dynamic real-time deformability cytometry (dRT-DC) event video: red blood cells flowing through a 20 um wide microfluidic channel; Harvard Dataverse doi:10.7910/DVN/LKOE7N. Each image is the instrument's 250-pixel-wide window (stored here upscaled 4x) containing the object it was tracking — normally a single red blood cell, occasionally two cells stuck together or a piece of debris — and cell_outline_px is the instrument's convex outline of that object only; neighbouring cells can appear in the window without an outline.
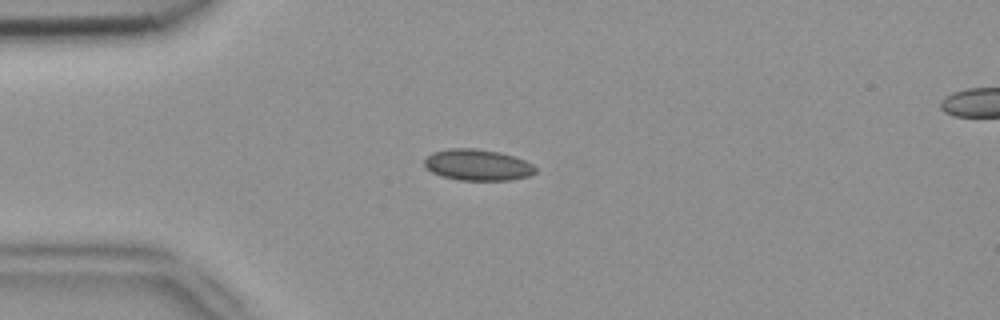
{"species": "common noctule bat (a hibernating species)", "species_latin": "Nyctalus noctula", "temperature_condition": "room temperature", "stored_images_in_passage": 2, "segment_of_instrument_passage": [1, 2], "camera_frame_rate_fps": 3000, "um_per_image_px": 0.085, "animal": {"sex": "female", "body_mass_g": 18.4}, "frame": {"image": 1, "passage_image": 1, "time_ms": 0.0, "image_size_px": [1000, 320], "cell_outline_px": [[536, 172], [528, 176], [512, 180], [460, 180], [440, 176], [432, 172], [424, 164], [424, 160], [432, 152], [448, 148], [476, 148], [500, 152], [516, 156], [532, 164], [536, 168]], "centroid_in_image_um": [40.6, 14.01], "position_along_channel_um": 44.4, "area_um2": 20.35}}